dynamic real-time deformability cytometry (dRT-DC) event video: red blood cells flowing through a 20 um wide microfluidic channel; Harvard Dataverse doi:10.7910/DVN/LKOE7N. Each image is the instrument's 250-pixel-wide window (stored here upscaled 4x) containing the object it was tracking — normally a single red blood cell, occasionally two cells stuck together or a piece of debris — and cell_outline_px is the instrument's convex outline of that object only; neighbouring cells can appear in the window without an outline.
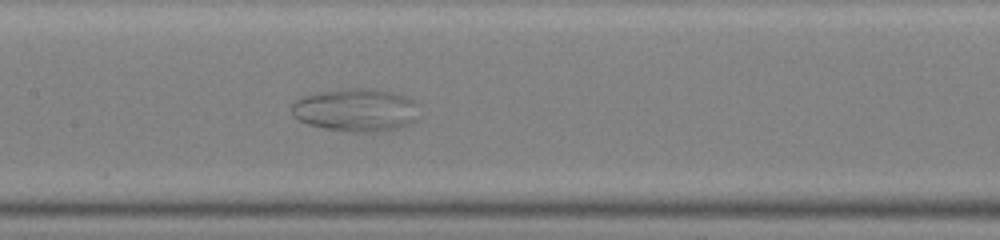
{"species": "common noctule bat (a hibernating species)", "species_latin": "Nyctalus noctula", "temperature_condition": "warm", "stored_images_in_passage": 49, "camera_frame_rate_fps": 3000, "um_per_image_px": 0.085, "animal": {"sex": "male", "body_mass_g": 19.0, "forearm_length_mm": 50.8}, "frame": {"image": 1, "passage_image": 24, "time_ms": 7.667, "image_size_px": [1000, 240], "cell_outline_px": [[416, 120], [412, 124], [396, 128], [368, 132], [328, 128], [308, 124], [300, 120], [292, 112], [292, 104], [296, 100], [304, 96], [320, 92], [348, 88], [364, 88], [392, 92], [404, 96], [412, 100], [416, 104]], "centroid_in_image_um": [30.26, 9.33], "position_along_channel_um": 177.1, "area_um2": 31.1}}
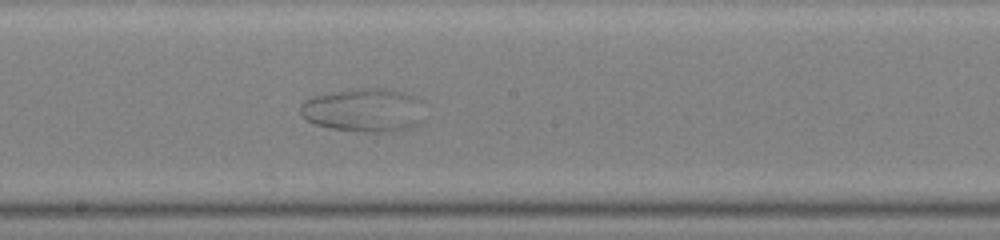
{"frame": {"image": 2, "passage_image": 27, "time_ms": 8.667, "image_size_px": [1000, 240], "cell_outline_px": [[420, 120], [416, 124], [408, 128], [380, 132], [364, 132], [332, 128], [316, 124], [308, 120], [300, 112], [300, 108], [304, 100], [316, 96], [356, 88], [380, 88], [400, 92], [416, 96], [420, 100]], "centroid_in_image_um": [30.9, 9.36], "position_along_channel_um": 217.3, "area_um2": 30.69}}
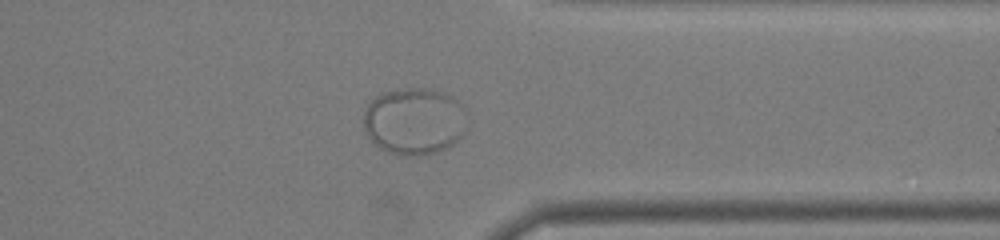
{"frame": {"image": 3, "passage_image": 39, "time_ms": 12.667, "image_size_px": [1000, 240], "cell_outline_px": [[464, 132], [448, 148], [424, 156], [396, 156], [380, 148], [368, 136], [364, 128], [364, 112], [368, 104], [376, 96], [384, 92], [404, 88], [428, 88], [444, 92], [456, 100], [464, 128]], "centroid_in_image_um": [35.13, 10.33], "position_along_channel_um": 376.3, "area_um2": 39.88}}